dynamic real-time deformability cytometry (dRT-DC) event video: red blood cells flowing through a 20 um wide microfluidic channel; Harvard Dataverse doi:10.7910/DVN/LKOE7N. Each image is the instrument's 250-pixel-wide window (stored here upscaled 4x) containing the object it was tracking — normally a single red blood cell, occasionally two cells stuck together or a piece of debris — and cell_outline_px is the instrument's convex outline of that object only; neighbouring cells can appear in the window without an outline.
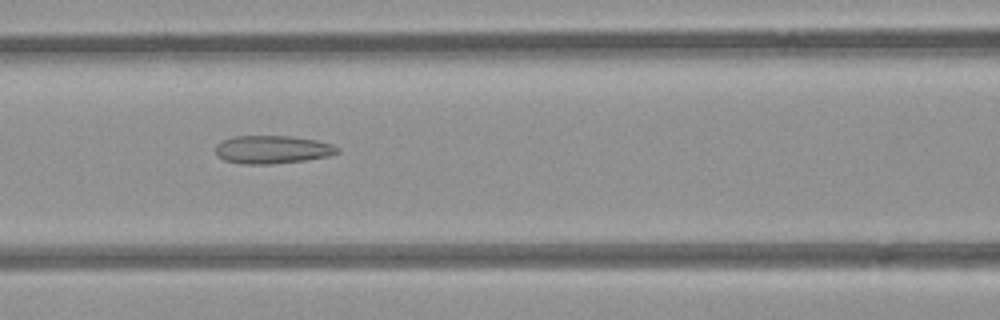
{"species": "common noctule bat (a hibernating species)", "species_latin": "Nyctalus noctula", "temperature_condition": "room temperature", "stored_images_in_passage": 53, "camera_frame_rate_fps": 3000, "um_per_image_px": 0.085, "animal": {"sex": "female", "body_mass_g": 21.9}, "frame": {"image": 1, "passage_image": 23, "time_ms": 7.333, "image_size_px": [1000, 320], "cell_outline_px": [[340, 152], [328, 156], [304, 160], [272, 164], [240, 164], [224, 160], [216, 156], [216, 144], [232, 136], [292, 136], [316, 140], [332, 144], [340, 148]], "centroid_in_image_um": [23.14, 12.71], "position_along_channel_um": 143.5, "area_um2": 20.06}}
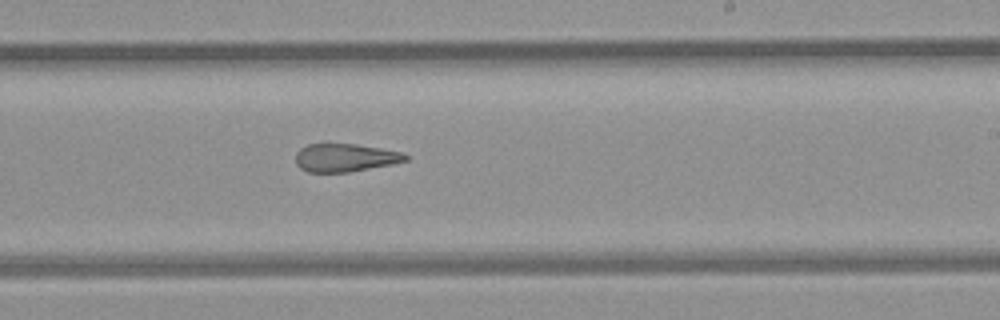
{"frame": {"image": 2, "passage_image": 32, "time_ms": 10.333, "image_size_px": [1000, 320], "cell_outline_px": [[408, 160], [392, 164], [348, 172], [308, 172], [300, 168], [296, 164], [296, 152], [300, 148], [308, 144], [356, 144], [404, 152], [408, 156]], "centroid_in_image_um": [29.34, 13.4], "position_along_channel_um": 259.7, "area_um2": 17.98}}
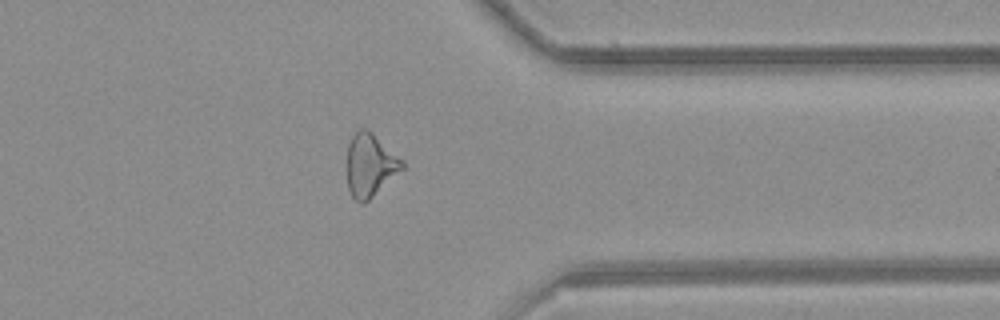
{"frame": {"image": 3, "passage_image": 42, "time_ms": 13.667, "image_size_px": [1000, 320], "cell_outline_px": [[404, 168], [364, 204], [360, 204], [352, 196], [348, 188], [348, 144], [352, 136], [360, 128], [368, 128], [404, 160]], "centroid_in_image_um": [31.48, 14.02], "position_along_channel_um": 379.9, "area_um2": 20.23}, "authors_computed_cell_mechanics": {"area_um2": 21.097, "velocity_mm_per_s": 3.8779, "shape_relaxation_time_tau1_ms": null, "shape_relaxation_time_tau2_ms": 2.995, "deformation_change_tau1": null, "deformation_change_tau2": 0.143}}